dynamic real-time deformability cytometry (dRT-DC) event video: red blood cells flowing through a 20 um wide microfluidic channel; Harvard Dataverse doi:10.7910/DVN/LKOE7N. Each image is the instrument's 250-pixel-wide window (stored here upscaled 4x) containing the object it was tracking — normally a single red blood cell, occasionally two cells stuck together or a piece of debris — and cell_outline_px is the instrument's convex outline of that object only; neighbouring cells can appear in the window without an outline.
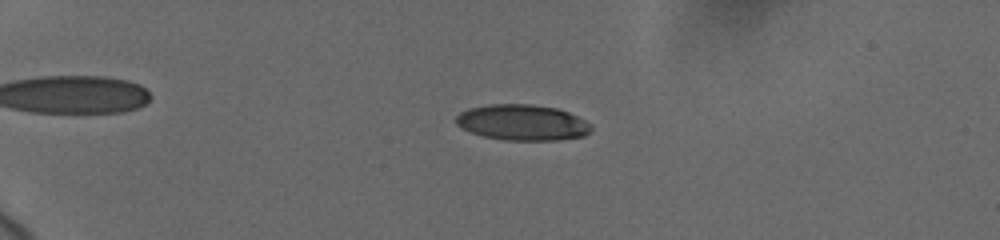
{"species": "human", "species_latin": "Homo sapiens", "temperature_condition": "cold", "stored_images_in_passage": 25, "camera_frame_rate_fps": 3000, "um_per_image_px": 0.085, "donor": {"sex": "female"}, "frame": {"image": 1, "passage_image": 11, "time_ms": 4.667, "image_size_px": [1000, 240], "cell_outline_px": [[592, 128], [584, 136], [560, 140], [504, 140], [484, 136], [460, 128], [456, 124], [456, 116], [460, 112], [468, 108], [488, 104], [532, 104], [556, 108], [568, 112], [592, 124]], "centroid_in_image_um": [44.39, 10.41], "position_along_channel_um": 40.6, "area_um2": 28.26}}
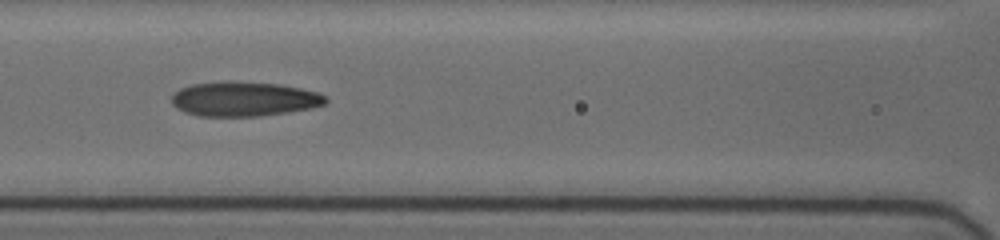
{"frame": {"image": 2, "passage_image": 21, "time_ms": 9.333, "image_size_px": [1000, 240], "cell_outline_px": [[328, 100], [324, 104], [312, 108], [288, 112], [260, 116], [196, 116], [184, 112], [176, 108], [172, 104], [172, 96], [180, 88], [192, 84], [280, 84], [300, 88], [316, 92], [328, 96]], "centroid_in_image_um": [20.77, 8.47], "position_along_channel_um": 145.8, "area_um2": 30.06}}
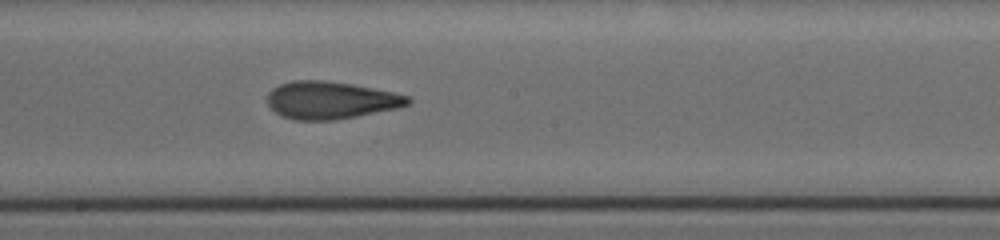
{"frame": {"image": 3, "passage_image": 25, "time_ms": 11.333, "image_size_px": [1000, 240], "cell_outline_px": [[412, 100], [408, 104], [396, 108], [336, 120], [296, 120], [280, 116], [268, 104], [268, 92], [272, 88], [280, 84], [292, 80], [324, 80], [352, 84], [392, 92], [408, 96]], "centroid_in_image_um": [28.07, 8.51], "position_along_channel_um": 220.1, "area_um2": 30.52}}